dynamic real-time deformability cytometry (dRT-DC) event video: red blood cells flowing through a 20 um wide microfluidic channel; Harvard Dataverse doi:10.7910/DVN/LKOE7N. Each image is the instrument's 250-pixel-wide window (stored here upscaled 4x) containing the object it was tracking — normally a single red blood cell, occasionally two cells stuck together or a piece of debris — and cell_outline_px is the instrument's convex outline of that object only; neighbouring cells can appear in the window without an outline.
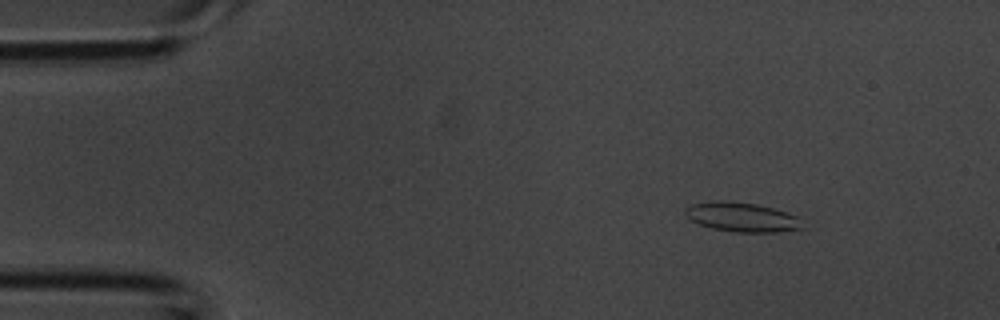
{"species": "common noctule bat (a hibernating species)", "species_latin": "Nyctalus noctula", "temperature_condition": "room temperature", "stored_images_in_passage": 4, "camera_frame_rate_fps": 3000, "um_per_image_px": 0.085, "animal": {"sex": "male", "body_mass_g": 20.1, "forearm_length_mm": 53.5}, "frame": {"image": 1, "passage_image": 2, "time_ms": 0.333, "image_size_px": [1000, 320], "cell_outline_px": [[804, 228], [776, 232], [732, 232], [712, 228], [700, 224], [692, 220], [684, 212], [684, 208], [692, 204], [716, 200], [724, 200], [756, 204], [772, 208], [796, 216]], "centroid_in_image_um": [63.02, 18.45], "position_along_channel_um": 22.0, "area_um2": 19.83}}